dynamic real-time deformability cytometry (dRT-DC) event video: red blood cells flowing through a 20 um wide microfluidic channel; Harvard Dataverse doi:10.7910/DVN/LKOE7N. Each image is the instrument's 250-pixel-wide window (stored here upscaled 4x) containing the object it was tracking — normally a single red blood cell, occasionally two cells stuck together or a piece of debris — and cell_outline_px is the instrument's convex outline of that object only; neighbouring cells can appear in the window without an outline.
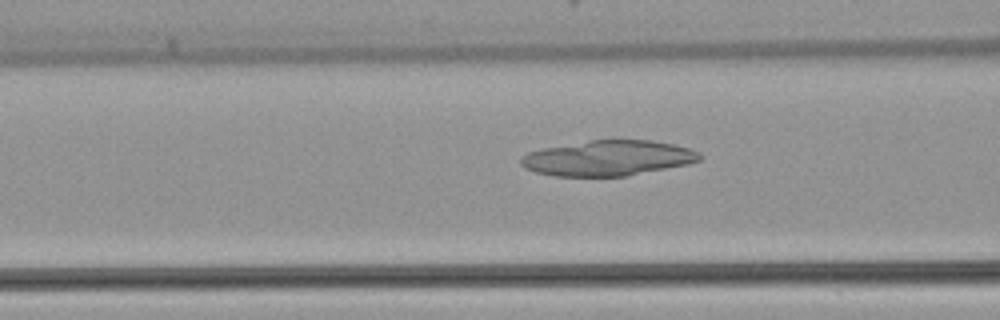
{"species": "common noctule bat (a hibernating species)", "species_latin": "Nyctalus noctula", "temperature_condition": "warm", "stored_images_in_passage": 7, "camera_frame_rate_fps": 3000, "um_per_image_px": 0.085, "animal": {"sex": "female", "body_mass_g": 22.7, "forearm_length_mm": 54.2}, "frame": {"image": 1, "passage_image": 5, "time_ms": 1.333, "image_size_px": [1000, 320], "cell_outline_px": [[704, 156], [700, 160], [688, 164], [624, 176], [556, 176], [536, 172], [524, 168], [520, 164], [520, 156], [528, 152], [544, 148], [588, 140], [652, 140], [672, 144], [688, 148], [700, 152]], "centroid_in_image_um": [51.67, 13.43], "position_along_channel_um": 114.9, "area_um2": 36.76}}